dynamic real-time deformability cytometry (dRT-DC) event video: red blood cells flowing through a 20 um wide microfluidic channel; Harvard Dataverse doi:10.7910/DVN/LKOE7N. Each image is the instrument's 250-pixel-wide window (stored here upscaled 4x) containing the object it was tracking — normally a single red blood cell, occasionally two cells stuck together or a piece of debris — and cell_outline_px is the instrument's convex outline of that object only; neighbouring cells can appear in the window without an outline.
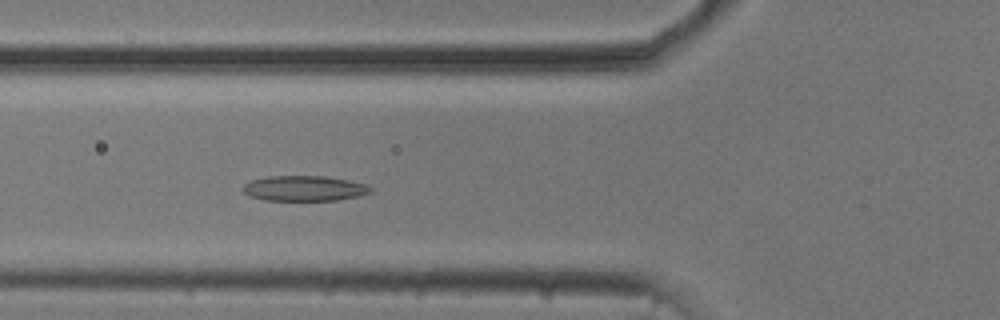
{"species": "common noctule bat (a hibernating species)", "species_latin": "Nyctalus noctula", "temperature_condition": "cold", "stored_images_in_passage": 54, "camera_frame_rate_fps": 3000, "um_per_image_px": 0.085, "animal": {"sex": "male", "body_mass_g": 20.5, "forearm_length_mm": 52.5}, "frame": {"image": 1, "passage_image": 20, "time_ms": 6.333, "image_size_px": [1000, 320], "cell_outline_px": [[372, 192], [360, 196], [336, 200], [264, 200], [252, 196], [244, 192], [240, 188], [244, 184], [252, 180], [268, 176], [324, 176], [348, 180], [368, 184], [372, 188]], "centroid_in_image_um": [25.89, 16.01], "position_along_channel_um": 99.9, "area_um2": 18.84}}
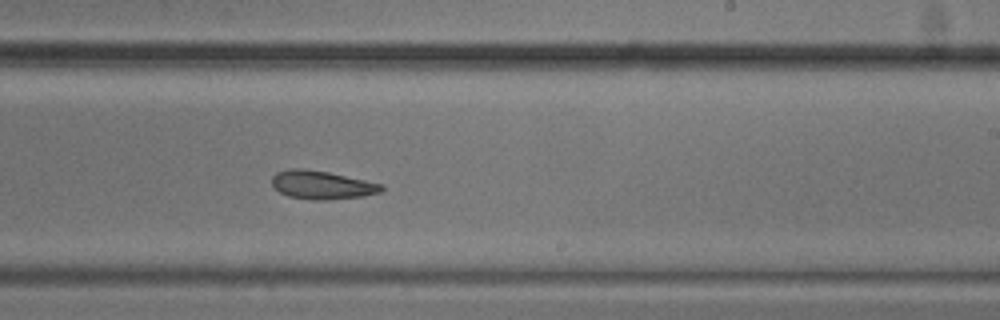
{"frame": {"image": 2, "passage_image": 33, "time_ms": 10.667, "image_size_px": [1000, 320], "cell_outline_px": [[384, 188], [380, 192], [364, 196], [324, 200], [312, 200], [288, 196], [280, 192], [272, 184], [272, 176], [276, 172], [292, 168], [304, 168], [328, 172], [384, 184]], "centroid_in_image_um": [27.36, 15.71], "position_along_channel_um": 261.6, "area_um2": 18.15}}
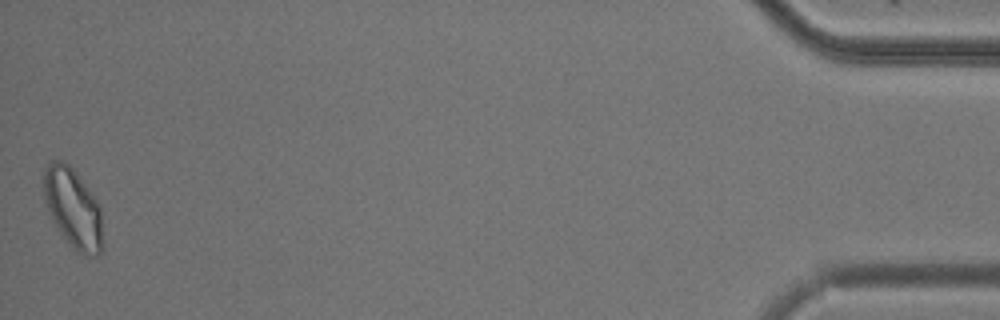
{"frame": {"image": 3, "passage_image": 54, "time_ms": 17.667, "image_size_px": [1000, 320], "cell_outline_px": [[104, 252], [100, 256], [84, 256], [76, 252], [60, 236], [44, 200], [44, 168], [52, 160], [60, 160], [68, 164], [72, 168], [96, 200], [100, 208], [104, 248]], "centroid_in_image_um": [6.23, 17.8], "position_along_channel_um": 429.0, "area_um2": 27.74}, "authors_computed_cell_mechanics": {"area_um2": 20.4034, "velocity_mm_per_s": 3.7255, "shape_relaxation_time_tau1_ms": 6.2773, "shape_relaxation_time_tau2_ms": 7.4331, "deformation_change_tau1": 0.1165, "deformation_change_tau2": 0.1542}}